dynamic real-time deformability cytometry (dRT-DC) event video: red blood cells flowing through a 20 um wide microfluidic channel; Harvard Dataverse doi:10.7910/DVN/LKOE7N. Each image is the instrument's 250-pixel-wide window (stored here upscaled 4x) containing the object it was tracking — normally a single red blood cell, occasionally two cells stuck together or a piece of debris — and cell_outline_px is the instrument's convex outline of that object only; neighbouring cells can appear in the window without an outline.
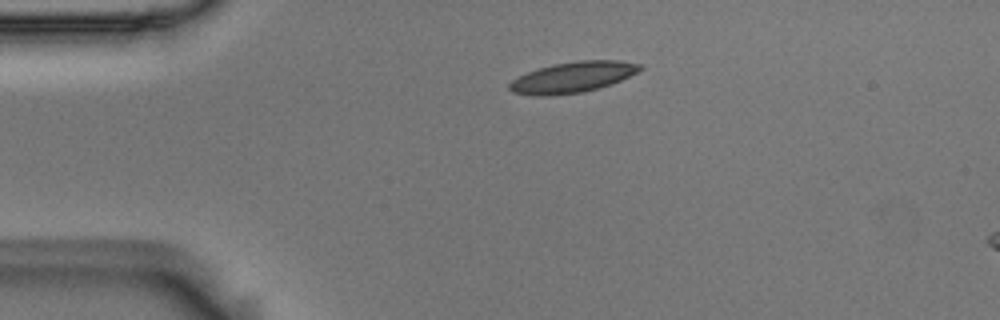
{"species": "Egyptian fruit bat (a non-hibernating species)", "species_latin": "Rousettus aegyptiacus", "temperature_condition": "room temperature", "stored_images_in_passage": 43, "camera_frame_rate_fps": 3000, "um_per_image_px": 0.085, "animal": {"sex": "male"}, "frame": {"image": 1, "passage_image": 1, "time_ms": 0.0, "image_size_px": [1000, 320], "cell_outline_px": [[644, 68], [640, 72], [612, 84], [600, 88], [580, 92], [548, 96], [532, 96], [512, 92], [508, 88], [508, 84], [512, 80], [528, 72], [552, 64], [580, 60], [620, 60], [640, 64]], "centroid_in_image_um": [48.71, 6.56], "position_along_channel_um": 36.3, "area_um2": 23.58}}
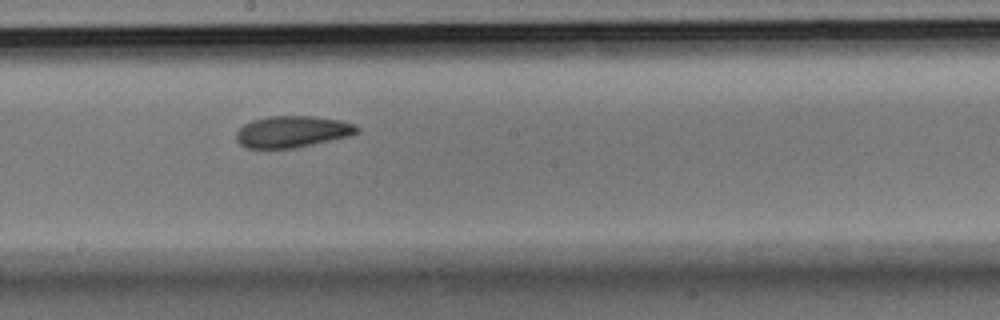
{"frame": {"image": 2, "passage_image": 19, "time_ms": 6.0, "image_size_px": [1000, 320], "cell_outline_px": [[360, 132], [348, 136], [296, 148], [244, 148], [236, 140], [236, 132], [244, 124], [252, 120], [268, 116], [316, 116], [340, 120], [356, 124], [360, 128]], "centroid_in_image_um": [24.85, 11.19], "position_along_channel_um": 223.3, "area_um2": 22.37}}
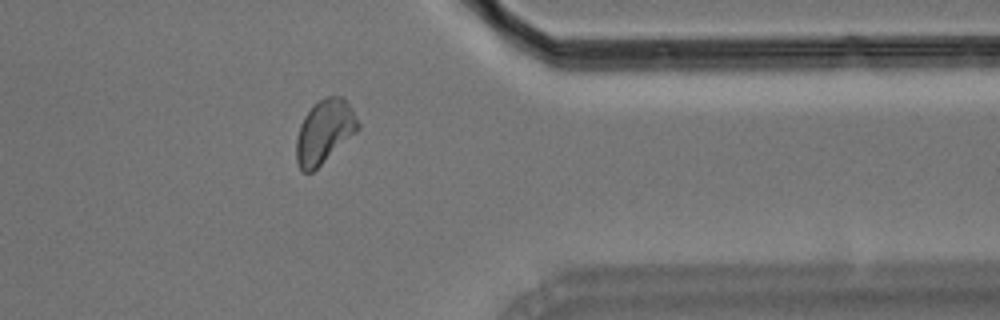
{"frame": {"image": 3, "passage_image": 33, "time_ms": 10.667, "image_size_px": [1000, 320], "cell_outline_px": [[360, 128], [356, 132], [312, 172], [304, 172], [300, 168], [296, 160], [296, 140], [300, 124], [304, 116], [316, 100], [328, 96], [340, 96], [352, 108], [360, 124]], "centroid_in_image_um": [27.56, 11.16], "position_along_channel_um": 383.8, "area_um2": 22.66}, "authors_computed_cell_mechanics": {"area_um2": 22.3686, "velocity_mm_per_s": 3.6909, "shape_relaxation_time_tau1_ms": 8.1793, "shape_relaxation_time_tau2_ms": 5.3401, "deformation_change_tau1": 0.1525, "deformation_change_tau2": 0.099}}